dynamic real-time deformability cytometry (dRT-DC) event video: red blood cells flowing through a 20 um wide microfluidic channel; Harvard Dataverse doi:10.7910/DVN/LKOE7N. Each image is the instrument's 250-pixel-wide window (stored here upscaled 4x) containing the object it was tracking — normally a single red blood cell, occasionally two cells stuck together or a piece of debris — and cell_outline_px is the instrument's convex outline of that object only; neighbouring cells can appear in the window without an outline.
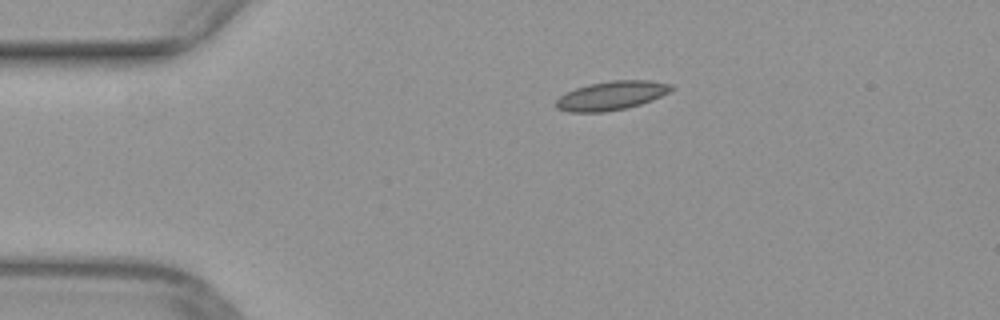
{"species": "common noctule bat (a hibernating species)", "species_latin": "Nyctalus noctula", "temperature_condition": "warm", "stored_images_in_passage": 35, "camera_frame_rate_fps": 3000, "um_per_image_px": 0.085, "animal": {"sex": "female", "body_mass_g": 29.2, "forearm_length_mm": 56.3}, "frame": {"image": 1, "passage_image": 1, "time_ms": 0.0, "image_size_px": [1000, 320], "cell_outline_px": [[676, 88], [652, 100], [640, 104], [624, 108], [604, 112], [568, 112], [556, 108], [556, 100], [564, 92], [588, 84], [612, 80], [648, 80], [672, 84]], "centroid_in_image_um": [51.96, 8.12], "position_along_channel_um": 33.0, "area_um2": 19.42}}
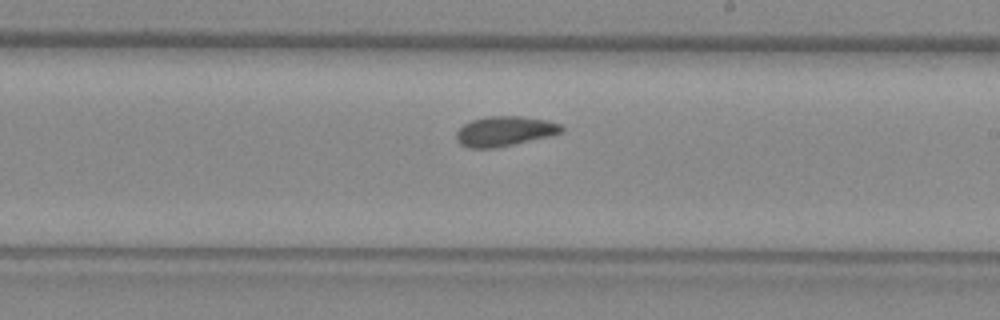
{"frame": {"image": 2, "passage_image": 20, "time_ms": 6.333, "image_size_px": [1000, 320], "cell_outline_px": [[564, 132], [548, 136], [496, 148], [468, 148], [460, 144], [456, 140], [456, 132], [464, 124], [472, 120], [484, 116], [524, 116], [544, 120], [560, 124], [564, 128]], "centroid_in_image_um": [42.87, 11.15], "position_along_channel_um": 246.1, "area_um2": 18.32}}
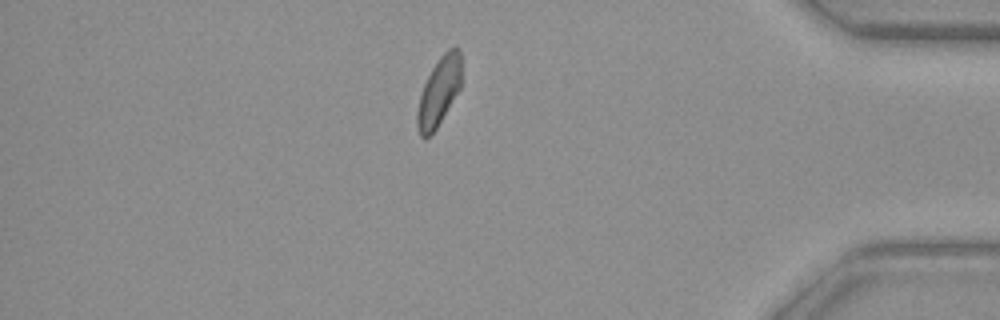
{"frame": {"image": 3, "passage_image": 34, "time_ms": 11.0, "image_size_px": [1000, 320], "cell_outline_px": [[460, 88], [436, 128], [424, 140], [420, 136], [416, 128], [416, 112], [420, 96], [424, 84], [432, 68], [440, 56], [448, 48], [456, 44], [460, 48]], "centroid_in_image_um": [37.29, 7.77], "position_along_channel_um": 397.9, "area_um2": 17.57}}